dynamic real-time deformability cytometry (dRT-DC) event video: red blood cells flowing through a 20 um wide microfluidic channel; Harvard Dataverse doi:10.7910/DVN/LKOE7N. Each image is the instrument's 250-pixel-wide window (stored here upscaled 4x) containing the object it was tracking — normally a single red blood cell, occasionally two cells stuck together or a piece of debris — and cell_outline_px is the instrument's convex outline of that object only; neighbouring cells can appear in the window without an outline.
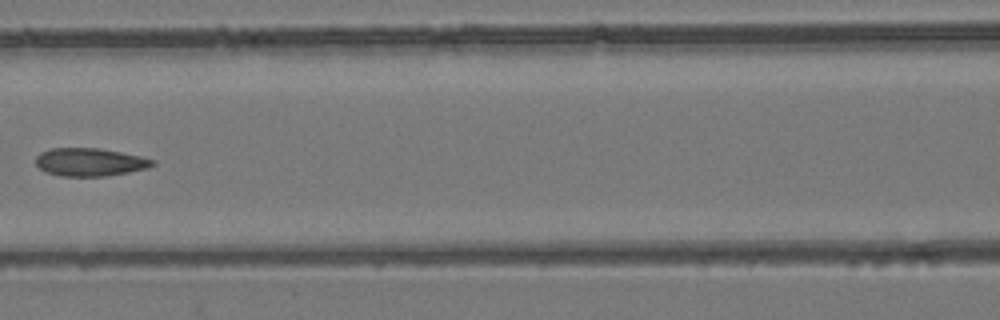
{"species": "common noctule bat (a hibernating species)", "species_latin": "Nyctalus noctula", "temperature_condition": "room temperature", "stored_images_in_passage": 6, "camera_frame_rate_fps": 3000, "um_per_image_px": 0.085, "animal": {"sex": "female", "body_mass_g": 24.6, "forearm_length_mm": 56.2}, "frame": {"image": 1, "passage_image": 6, "time_ms": 1.667, "image_size_px": [1000, 320], "cell_outline_px": [[156, 164], [148, 168], [128, 172], [104, 176], [60, 176], [44, 172], [36, 164], [36, 156], [40, 152], [52, 148], [100, 148], [140, 156], [156, 160]], "centroid_in_image_um": [7.63, 13.77], "position_along_channel_um": 159.0, "area_um2": 19.13}}